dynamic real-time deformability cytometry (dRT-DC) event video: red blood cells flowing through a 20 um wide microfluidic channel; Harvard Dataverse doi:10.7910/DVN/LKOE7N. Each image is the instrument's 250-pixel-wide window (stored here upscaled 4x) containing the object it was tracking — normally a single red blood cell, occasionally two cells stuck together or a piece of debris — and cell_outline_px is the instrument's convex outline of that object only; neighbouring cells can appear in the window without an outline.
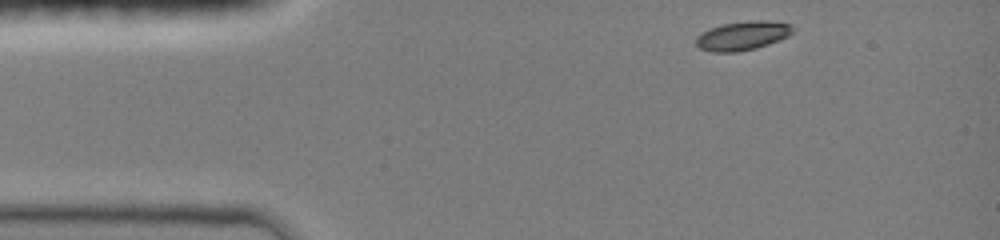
{"species": "common noctule bat (a hibernating species)", "species_latin": "Nyctalus noctula", "temperature_condition": "room temperature", "stored_images_in_passage": 38, "camera_frame_rate_fps": 3000, "um_per_image_px": 0.085, "animal": {"sex": "female", "body_mass_g": 19.0, "forearm_length_mm": 51.5}, "frame": {"image": 1, "passage_image": 1, "time_ms": 0.0, "image_size_px": [1000, 240], "cell_outline_px": [[796, 28], [788, 36], [780, 40], [756, 48], [736, 52], [712, 52], [700, 48], [696, 44], [696, 36], [720, 24], [748, 20], [768, 20], [792, 24]], "centroid_in_image_um": [63.16, 3.02], "position_along_channel_um": 21.8, "area_um2": 16.47}}
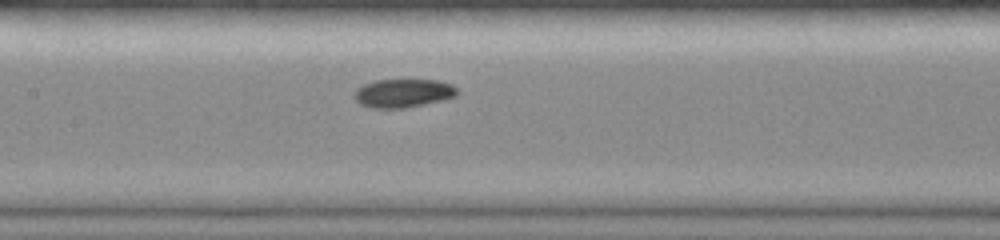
{"frame": {"image": 2, "passage_image": 17, "time_ms": 5.333, "image_size_px": [1000, 240], "cell_outline_px": [[460, 92], [456, 96], [440, 100], [404, 108], [372, 108], [360, 104], [352, 96], [352, 92], [356, 88], [364, 84], [376, 80], [440, 80], [452, 84]], "centroid_in_image_um": [34.24, 7.91], "position_along_channel_um": 173.2, "area_um2": 17.17}}
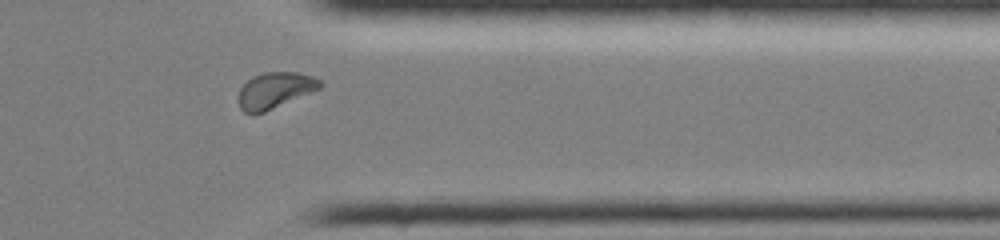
{"frame": {"image": 3, "passage_image": 33, "time_ms": 10.667, "image_size_px": [1000, 240], "cell_outline_px": [[324, 84], [320, 88], [264, 112], [252, 116], [244, 112], [240, 108], [236, 100], [236, 96], [240, 88], [252, 76], [264, 72], [300, 72], [312, 76], [320, 80]], "centroid_in_image_um": [23.3, 7.69], "position_along_channel_um": 388.1, "area_um2": 17.4}, "authors_computed_cell_mechanics": {"area_um2": 16.9932, "velocity_mm_per_s": 4.0283, "shape_relaxation_time_tau1_ms": 4.2333, "shape_relaxation_time_tau2_ms": null, "deformation_change_tau1": 0.1565, "deformation_change_tau2": null}}